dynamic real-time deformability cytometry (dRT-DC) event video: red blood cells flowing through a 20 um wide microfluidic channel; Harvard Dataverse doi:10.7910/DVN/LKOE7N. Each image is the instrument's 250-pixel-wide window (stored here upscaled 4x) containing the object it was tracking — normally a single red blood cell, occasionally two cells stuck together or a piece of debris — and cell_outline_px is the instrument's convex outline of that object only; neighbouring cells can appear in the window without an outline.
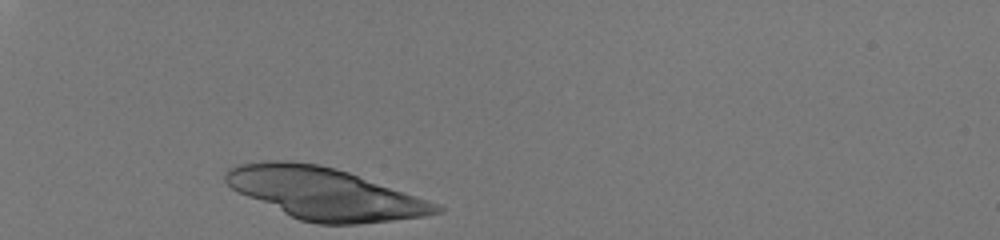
{"species": "human", "species_latin": "Homo sapiens", "temperature_condition": "room temperature", "stored_images_in_passage": 7, "camera_frame_rate_fps": 3000, "um_per_image_px": 0.085, "donor": {"sex": "male"}, "frame": {"image": 1, "passage_image": 1, "time_ms": 0.0, "image_size_px": [1000, 240], "cell_outline_px": [[444, 212], [424, 216], [392, 220], [356, 224], [316, 224], [300, 220], [248, 196], [232, 188], [224, 180], [224, 172], [228, 168], [240, 164], [264, 160], [292, 160], [316, 164], [336, 168], [348, 172], [440, 204], [444, 208]], "centroid_in_image_um": [27.61, 16.44], "position_along_channel_um": 57.4, "area_um2": 62.94}}